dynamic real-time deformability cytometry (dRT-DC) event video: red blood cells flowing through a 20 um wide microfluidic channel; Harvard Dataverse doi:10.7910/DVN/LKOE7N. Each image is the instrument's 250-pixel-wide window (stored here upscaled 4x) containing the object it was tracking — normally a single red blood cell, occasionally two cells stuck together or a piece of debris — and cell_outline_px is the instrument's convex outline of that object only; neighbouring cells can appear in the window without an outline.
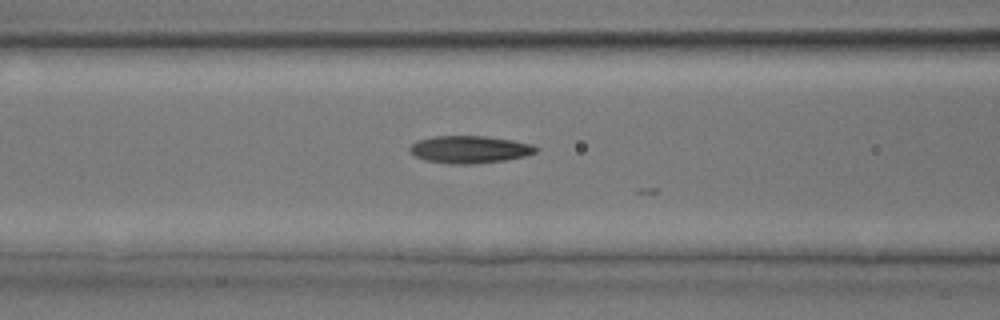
{"species": "common noctule bat (a hibernating species)", "species_latin": "Nyctalus noctula", "temperature_condition": "room temperature", "stored_images_in_passage": 5, "camera_frame_rate_fps": 3000, "um_per_image_px": 0.085, "animal": {"sex": "male", "body_mass_g": 17.9, "forearm_length_mm": 54.2}, "frame": {"image": 1, "passage_image": 4, "time_ms": 1.0, "image_size_px": [1000, 320], "cell_outline_px": [[540, 148], [536, 152], [524, 156], [504, 160], [472, 164], [448, 164], [424, 160], [416, 156], [408, 148], [412, 144], [420, 140], [436, 136], [484, 136], [512, 140], [532, 144]], "centroid_in_image_um": [39.94, 12.71], "position_along_channel_um": 126.7, "area_um2": 20.0}}